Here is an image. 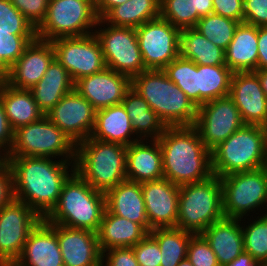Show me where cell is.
Wrapping results in <instances>:
<instances>
[{"label": "cell", "instance_id": "1", "mask_svg": "<svg viewBox=\"0 0 267 266\" xmlns=\"http://www.w3.org/2000/svg\"><path fill=\"white\" fill-rule=\"evenodd\" d=\"M5 160L12 171L15 198L42 219L56 206L64 183L75 172V161L60 158L6 156Z\"/></svg>", "mask_w": 267, "mask_h": 266}, {"label": "cell", "instance_id": "2", "mask_svg": "<svg viewBox=\"0 0 267 266\" xmlns=\"http://www.w3.org/2000/svg\"><path fill=\"white\" fill-rule=\"evenodd\" d=\"M160 144L164 178L176 185L203 181L213 175L211 151L194 126L166 127Z\"/></svg>", "mask_w": 267, "mask_h": 266}, {"label": "cell", "instance_id": "3", "mask_svg": "<svg viewBox=\"0 0 267 266\" xmlns=\"http://www.w3.org/2000/svg\"><path fill=\"white\" fill-rule=\"evenodd\" d=\"M131 87L148 102L166 127L194 126L198 107L163 70L141 72L131 79Z\"/></svg>", "mask_w": 267, "mask_h": 266}, {"label": "cell", "instance_id": "4", "mask_svg": "<svg viewBox=\"0 0 267 266\" xmlns=\"http://www.w3.org/2000/svg\"><path fill=\"white\" fill-rule=\"evenodd\" d=\"M74 164L93 189L106 193L126 180V146L89 137L76 145Z\"/></svg>", "mask_w": 267, "mask_h": 266}, {"label": "cell", "instance_id": "5", "mask_svg": "<svg viewBox=\"0 0 267 266\" xmlns=\"http://www.w3.org/2000/svg\"><path fill=\"white\" fill-rule=\"evenodd\" d=\"M105 210V193L93 189L74 172L64 183L56 206L44 220L97 232Z\"/></svg>", "mask_w": 267, "mask_h": 266}, {"label": "cell", "instance_id": "6", "mask_svg": "<svg viewBox=\"0 0 267 266\" xmlns=\"http://www.w3.org/2000/svg\"><path fill=\"white\" fill-rule=\"evenodd\" d=\"M218 177L267 166V128L245 124L211 151Z\"/></svg>", "mask_w": 267, "mask_h": 266}, {"label": "cell", "instance_id": "7", "mask_svg": "<svg viewBox=\"0 0 267 266\" xmlns=\"http://www.w3.org/2000/svg\"><path fill=\"white\" fill-rule=\"evenodd\" d=\"M176 228L201 234L214 222L224 218L220 177L180 186Z\"/></svg>", "mask_w": 267, "mask_h": 266}, {"label": "cell", "instance_id": "8", "mask_svg": "<svg viewBox=\"0 0 267 266\" xmlns=\"http://www.w3.org/2000/svg\"><path fill=\"white\" fill-rule=\"evenodd\" d=\"M98 20L94 0H49L46 17L36 29V37L52 41L86 36L94 33Z\"/></svg>", "mask_w": 267, "mask_h": 266}, {"label": "cell", "instance_id": "9", "mask_svg": "<svg viewBox=\"0 0 267 266\" xmlns=\"http://www.w3.org/2000/svg\"><path fill=\"white\" fill-rule=\"evenodd\" d=\"M75 152L76 144L45 115L14 131V142L7 156L61 157L75 161Z\"/></svg>", "mask_w": 267, "mask_h": 266}, {"label": "cell", "instance_id": "10", "mask_svg": "<svg viewBox=\"0 0 267 266\" xmlns=\"http://www.w3.org/2000/svg\"><path fill=\"white\" fill-rule=\"evenodd\" d=\"M220 179L224 217L245 221L244 216L256 212V208L260 211L267 209L264 208V204L267 206V166Z\"/></svg>", "mask_w": 267, "mask_h": 266}, {"label": "cell", "instance_id": "11", "mask_svg": "<svg viewBox=\"0 0 267 266\" xmlns=\"http://www.w3.org/2000/svg\"><path fill=\"white\" fill-rule=\"evenodd\" d=\"M106 25L105 27V22L99 19L98 29L97 27L94 29L102 48L106 68L126 75L130 79L147 70L143 64L136 29Z\"/></svg>", "mask_w": 267, "mask_h": 266}, {"label": "cell", "instance_id": "12", "mask_svg": "<svg viewBox=\"0 0 267 266\" xmlns=\"http://www.w3.org/2000/svg\"><path fill=\"white\" fill-rule=\"evenodd\" d=\"M42 218L14 198L0 209V266H12L22 253L30 232Z\"/></svg>", "mask_w": 267, "mask_h": 266}, {"label": "cell", "instance_id": "13", "mask_svg": "<svg viewBox=\"0 0 267 266\" xmlns=\"http://www.w3.org/2000/svg\"><path fill=\"white\" fill-rule=\"evenodd\" d=\"M51 44L55 59L66 68L73 82L106 68L101 45L94 33L56 38Z\"/></svg>", "mask_w": 267, "mask_h": 266}, {"label": "cell", "instance_id": "14", "mask_svg": "<svg viewBox=\"0 0 267 266\" xmlns=\"http://www.w3.org/2000/svg\"><path fill=\"white\" fill-rule=\"evenodd\" d=\"M136 33L146 69L163 70L179 57L180 29L161 16L136 28Z\"/></svg>", "mask_w": 267, "mask_h": 266}, {"label": "cell", "instance_id": "15", "mask_svg": "<svg viewBox=\"0 0 267 266\" xmlns=\"http://www.w3.org/2000/svg\"><path fill=\"white\" fill-rule=\"evenodd\" d=\"M244 125L230 96L210 100L198 107L194 123L202 142L210 151Z\"/></svg>", "mask_w": 267, "mask_h": 266}, {"label": "cell", "instance_id": "16", "mask_svg": "<svg viewBox=\"0 0 267 266\" xmlns=\"http://www.w3.org/2000/svg\"><path fill=\"white\" fill-rule=\"evenodd\" d=\"M46 116L77 145L91 136L96 109L73 89Z\"/></svg>", "mask_w": 267, "mask_h": 266}, {"label": "cell", "instance_id": "17", "mask_svg": "<svg viewBox=\"0 0 267 266\" xmlns=\"http://www.w3.org/2000/svg\"><path fill=\"white\" fill-rule=\"evenodd\" d=\"M54 59L51 41L36 37L1 78L11 87L30 90L44 76Z\"/></svg>", "mask_w": 267, "mask_h": 266}, {"label": "cell", "instance_id": "18", "mask_svg": "<svg viewBox=\"0 0 267 266\" xmlns=\"http://www.w3.org/2000/svg\"><path fill=\"white\" fill-rule=\"evenodd\" d=\"M131 87V79L112 69L82 77L74 82V90L96 109L121 104Z\"/></svg>", "mask_w": 267, "mask_h": 266}, {"label": "cell", "instance_id": "19", "mask_svg": "<svg viewBox=\"0 0 267 266\" xmlns=\"http://www.w3.org/2000/svg\"><path fill=\"white\" fill-rule=\"evenodd\" d=\"M141 188L150 227H176L180 186L161 178L141 183Z\"/></svg>", "mask_w": 267, "mask_h": 266}, {"label": "cell", "instance_id": "20", "mask_svg": "<svg viewBox=\"0 0 267 266\" xmlns=\"http://www.w3.org/2000/svg\"><path fill=\"white\" fill-rule=\"evenodd\" d=\"M229 96L245 124L267 128V97L254 72L233 73Z\"/></svg>", "mask_w": 267, "mask_h": 266}, {"label": "cell", "instance_id": "21", "mask_svg": "<svg viewBox=\"0 0 267 266\" xmlns=\"http://www.w3.org/2000/svg\"><path fill=\"white\" fill-rule=\"evenodd\" d=\"M64 266H102V252L94 231L56 224Z\"/></svg>", "mask_w": 267, "mask_h": 266}, {"label": "cell", "instance_id": "22", "mask_svg": "<svg viewBox=\"0 0 267 266\" xmlns=\"http://www.w3.org/2000/svg\"><path fill=\"white\" fill-rule=\"evenodd\" d=\"M12 266H64L56 224L42 219L30 232L21 255Z\"/></svg>", "mask_w": 267, "mask_h": 266}, {"label": "cell", "instance_id": "23", "mask_svg": "<svg viewBox=\"0 0 267 266\" xmlns=\"http://www.w3.org/2000/svg\"><path fill=\"white\" fill-rule=\"evenodd\" d=\"M145 140L126 147V179L140 184L164 178L160 144L157 139Z\"/></svg>", "mask_w": 267, "mask_h": 266}, {"label": "cell", "instance_id": "24", "mask_svg": "<svg viewBox=\"0 0 267 266\" xmlns=\"http://www.w3.org/2000/svg\"><path fill=\"white\" fill-rule=\"evenodd\" d=\"M241 224V219L224 217L201 233L215 253L219 266H227L244 252Z\"/></svg>", "mask_w": 267, "mask_h": 266}, {"label": "cell", "instance_id": "25", "mask_svg": "<svg viewBox=\"0 0 267 266\" xmlns=\"http://www.w3.org/2000/svg\"><path fill=\"white\" fill-rule=\"evenodd\" d=\"M106 210L140 224L148 233L152 230L146 215L141 184L124 180L105 193Z\"/></svg>", "mask_w": 267, "mask_h": 266}, {"label": "cell", "instance_id": "26", "mask_svg": "<svg viewBox=\"0 0 267 266\" xmlns=\"http://www.w3.org/2000/svg\"><path fill=\"white\" fill-rule=\"evenodd\" d=\"M135 135L131 119L122 104L96 110L95 126L91 138L119 143L127 147L141 140L134 138Z\"/></svg>", "mask_w": 267, "mask_h": 266}, {"label": "cell", "instance_id": "27", "mask_svg": "<svg viewBox=\"0 0 267 266\" xmlns=\"http://www.w3.org/2000/svg\"><path fill=\"white\" fill-rule=\"evenodd\" d=\"M258 27L239 23L225 50V64L233 72H254L258 59Z\"/></svg>", "mask_w": 267, "mask_h": 266}, {"label": "cell", "instance_id": "28", "mask_svg": "<svg viewBox=\"0 0 267 266\" xmlns=\"http://www.w3.org/2000/svg\"><path fill=\"white\" fill-rule=\"evenodd\" d=\"M96 234L99 247L103 252L115 247H133L148 232L140 224L105 210Z\"/></svg>", "mask_w": 267, "mask_h": 266}, {"label": "cell", "instance_id": "29", "mask_svg": "<svg viewBox=\"0 0 267 266\" xmlns=\"http://www.w3.org/2000/svg\"><path fill=\"white\" fill-rule=\"evenodd\" d=\"M0 101L13 131L45 116L30 90L11 87L1 77Z\"/></svg>", "mask_w": 267, "mask_h": 266}, {"label": "cell", "instance_id": "30", "mask_svg": "<svg viewBox=\"0 0 267 266\" xmlns=\"http://www.w3.org/2000/svg\"><path fill=\"white\" fill-rule=\"evenodd\" d=\"M74 89V82L66 68L54 59L44 76L30 91L46 115L67 93Z\"/></svg>", "mask_w": 267, "mask_h": 266}, {"label": "cell", "instance_id": "31", "mask_svg": "<svg viewBox=\"0 0 267 266\" xmlns=\"http://www.w3.org/2000/svg\"><path fill=\"white\" fill-rule=\"evenodd\" d=\"M121 104L131 119L136 138L158 139L164 133L165 124L150 108L148 102L132 87L125 93Z\"/></svg>", "mask_w": 267, "mask_h": 266}, {"label": "cell", "instance_id": "32", "mask_svg": "<svg viewBox=\"0 0 267 266\" xmlns=\"http://www.w3.org/2000/svg\"><path fill=\"white\" fill-rule=\"evenodd\" d=\"M179 56L198 65H226L225 50L212 43L194 28L180 30Z\"/></svg>", "mask_w": 267, "mask_h": 266}, {"label": "cell", "instance_id": "33", "mask_svg": "<svg viewBox=\"0 0 267 266\" xmlns=\"http://www.w3.org/2000/svg\"><path fill=\"white\" fill-rule=\"evenodd\" d=\"M161 0H128L113 7L102 20L117 27L138 28L147 21L160 17Z\"/></svg>", "mask_w": 267, "mask_h": 266}, {"label": "cell", "instance_id": "34", "mask_svg": "<svg viewBox=\"0 0 267 266\" xmlns=\"http://www.w3.org/2000/svg\"><path fill=\"white\" fill-rule=\"evenodd\" d=\"M232 74L226 65H198V107L229 96Z\"/></svg>", "mask_w": 267, "mask_h": 266}, {"label": "cell", "instance_id": "35", "mask_svg": "<svg viewBox=\"0 0 267 266\" xmlns=\"http://www.w3.org/2000/svg\"><path fill=\"white\" fill-rule=\"evenodd\" d=\"M158 242L162 259L160 266H178L187 258V249L194 233L176 227L154 228L149 232Z\"/></svg>", "mask_w": 267, "mask_h": 266}, {"label": "cell", "instance_id": "36", "mask_svg": "<svg viewBox=\"0 0 267 266\" xmlns=\"http://www.w3.org/2000/svg\"><path fill=\"white\" fill-rule=\"evenodd\" d=\"M163 71L198 107V64L179 56Z\"/></svg>", "mask_w": 267, "mask_h": 266}, {"label": "cell", "instance_id": "37", "mask_svg": "<svg viewBox=\"0 0 267 266\" xmlns=\"http://www.w3.org/2000/svg\"><path fill=\"white\" fill-rule=\"evenodd\" d=\"M240 22L217 14L201 17L194 29L218 47L226 50Z\"/></svg>", "mask_w": 267, "mask_h": 266}, {"label": "cell", "instance_id": "38", "mask_svg": "<svg viewBox=\"0 0 267 266\" xmlns=\"http://www.w3.org/2000/svg\"><path fill=\"white\" fill-rule=\"evenodd\" d=\"M35 38L36 31L0 30V77L17 61Z\"/></svg>", "mask_w": 267, "mask_h": 266}, {"label": "cell", "instance_id": "39", "mask_svg": "<svg viewBox=\"0 0 267 266\" xmlns=\"http://www.w3.org/2000/svg\"><path fill=\"white\" fill-rule=\"evenodd\" d=\"M160 16L180 30L194 28L201 18L197 14L196 0H161Z\"/></svg>", "mask_w": 267, "mask_h": 266}, {"label": "cell", "instance_id": "40", "mask_svg": "<svg viewBox=\"0 0 267 266\" xmlns=\"http://www.w3.org/2000/svg\"><path fill=\"white\" fill-rule=\"evenodd\" d=\"M252 223L242 224L244 251L261 264L267 261V220L260 214Z\"/></svg>", "mask_w": 267, "mask_h": 266}, {"label": "cell", "instance_id": "41", "mask_svg": "<svg viewBox=\"0 0 267 266\" xmlns=\"http://www.w3.org/2000/svg\"><path fill=\"white\" fill-rule=\"evenodd\" d=\"M0 30L36 31V28L24 17L10 0H0Z\"/></svg>", "mask_w": 267, "mask_h": 266}, {"label": "cell", "instance_id": "42", "mask_svg": "<svg viewBox=\"0 0 267 266\" xmlns=\"http://www.w3.org/2000/svg\"><path fill=\"white\" fill-rule=\"evenodd\" d=\"M187 259L193 266H219L215 253L201 234H194L191 237Z\"/></svg>", "mask_w": 267, "mask_h": 266}, {"label": "cell", "instance_id": "43", "mask_svg": "<svg viewBox=\"0 0 267 266\" xmlns=\"http://www.w3.org/2000/svg\"><path fill=\"white\" fill-rule=\"evenodd\" d=\"M133 252L139 266H160L161 264L162 255L158 242L150 233L133 246Z\"/></svg>", "mask_w": 267, "mask_h": 266}, {"label": "cell", "instance_id": "44", "mask_svg": "<svg viewBox=\"0 0 267 266\" xmlns=\"http://www.w3.org/2000/svg\"><path fill=\"white\" fill-rule=\"evenodd\" d=\"M24 17L37 29L44 21L49 0H10Z\"/></svg>", "mask_w": 267, "mask_h": 266}, {"label": "cell", "instance_id": "45", "mask_svg": "<svg viewBox=\"0 0 267 266\" xmlns=\"http://www.w3.org/2000/svg\"><path fill=\"white\" fill-rule=\"evenodd\" d=\"M243 22L256 27H266L267 0H244Z\"/></svg>", "mask_w": 267, "mask_h": 266}, {"label": "cell", "instance_id": "46", "mask_svg": "<svg viewBox=\"0 0 267 266\" xmlns=\"http://www.w3.org/2000/svg\"><path fill=\"white\" fill-rule=\"evenodd\" d=\"M102 266H139V264L133 247H115L102 252Z\"/></svg>", "mask_w": 267, "mask_h": 266}, {"label": "cell", "instance_id": "47", "mask_svg": "<svg viewBox=\"0 0 267 266\" xmlns=\"http://www.w3.org/2000/svg\"><path fill=\"white\" fill-rule=\"evenodd\" d=\"M243 1L244 0H212L213 13L242 23Z\"/></svg>", "mask_w": 267, "mask_h": 266}, {"label": "cell", "instance_id": "48", "mask_svg": "<svg viewBox=\"0 0 267 266\" xmlns=\"http://www.w3.org/2000/svg\"><path fill=\"white\" fill-rule=\"evenodd\" d=\"M14 198L12 171L8 163L5 161L0 166V209Z\"/></svg>", "mask_w": 267, "mask_h": 266}, {"label": "cell", "instance_id": "49", "mask_svg": "<svg viewBox=\"0 0 267 266\" xmlns=\"http://www.w3.org/2000/svg\"><path fill=\"white\" fill-rule=\"evenodd\" d=\"M14 142V131L12 130L4 106L0 101V153L5 157L9 154Z\"/></svg>", "mask_w": 267, "mask_h": 266}, {"label": "cell", "instance_id": "50", "mask_svg": "<svg viewBox=\"0 0 267 266\" xmlns=\"http://www.w3.org/2000/svg\"><path fill=\"white\" fill-rule=\"evenodd\" d=\"M257 70L267 69V26L258 27Z\"/></svg>", "mask_w": 267, "mask_h": 266}, {"label": "cell", "instance_id": "51", "mask_svg": "<svg viewBox=\"0 0 267 266\" xmlns=\"http://www.w3.org/2000/svg\"><path fill=\"white\" fill-rule=\"evenodd\" d=\"M128 0H97L96 12L99 19H102L113 7L121 5Z\"/></svg>", "mask_w": 267, "mask_h": 266}, {"label": "cell", "instance_id": "52", "mask_svg": "<svg viewBox=\"0 0 267 266\" xmlns=\"http://www.w3.org/2000/svg\"><path fill=\"white\" fill-rule=\"evenodd\" d=\"M227 266H262V264L244 251Z\"/></svg>", "mask_w": 267, "mask_h": 266}, {"label": "cell", "instance_id": "53", "mask_svg": "<svg viewBox=\"0 0 267 266\" xmlns=\"http://www.w3.org/2000/svg\"><path fill=\"white\" fill-rule=\"evenodd\" d=\"M197 14L200 17L207 16L213 13V2L212 0H196Z\"/></svg>", "mask_w": 267, "mask_h": 266}, {"label": "cell", "instance_id": "54", "mask_svg": "<svg viewBox=\"0 0 267 266\" xmlns=\"http://www.w3.org/2000/svg\"><path fill=\"white\" fill-rule=\"evenodd\" d=\"M254 73L258 76L261 88L267 97V69L255 70Z\"/></svg>", "mask_w": 267, "mask_h": 266}, {"label": "cell", "instance_id": "55", "mask_svg": "<svg viewBox=\"0 0 267 266\" xmlns=\"http://www.w3.org/2000/svg\"><path fill=\"white\" fill-rule=\"evenodd\" d=\"M178 266H193V265L190 263V261L187 258H185L178 264Z\"/></svg>", "mask_w": 267, "mask_h": 266}, {"label": "cell", "instance_id": "56", "mask_svg": "<svg viewBox=\"0 0 267 266\" xmlns=\"http://www.w3.org/2000/svg\"><path fill=\"white\" fill-rule=\"evenodd\" d=\"M5 156L0 153V166L5 162Z\"/></svg>", "mask_w": 267, "mask_h": 266}, {"label": "cell", "instance_id": "57", "mask_svg": "<svg viewBox=\"0 0 267 266\" xmlns=\"http://www.w3.org/2000/svg\"><path fill=\"white\" fill-rule=\"evenodd\" d=\"M266 214H262V216L267 220V212H265Z\"/></svg>", "mask_w": 267, "mask_h": 266}, {"label": "cell", "instance_id": "58", "mask_svg": "<svg viewBox=\"0 0 267 266\" xmlns=\"http://www.w3.org/2000/svg\"><path fill=\"white\" fill-rule=\"evenodd\" d=\"M262 266H267V261L264 264H262Z\"/></svg>", "mask_w": 267, "mask_h": 266}]
</instances>
